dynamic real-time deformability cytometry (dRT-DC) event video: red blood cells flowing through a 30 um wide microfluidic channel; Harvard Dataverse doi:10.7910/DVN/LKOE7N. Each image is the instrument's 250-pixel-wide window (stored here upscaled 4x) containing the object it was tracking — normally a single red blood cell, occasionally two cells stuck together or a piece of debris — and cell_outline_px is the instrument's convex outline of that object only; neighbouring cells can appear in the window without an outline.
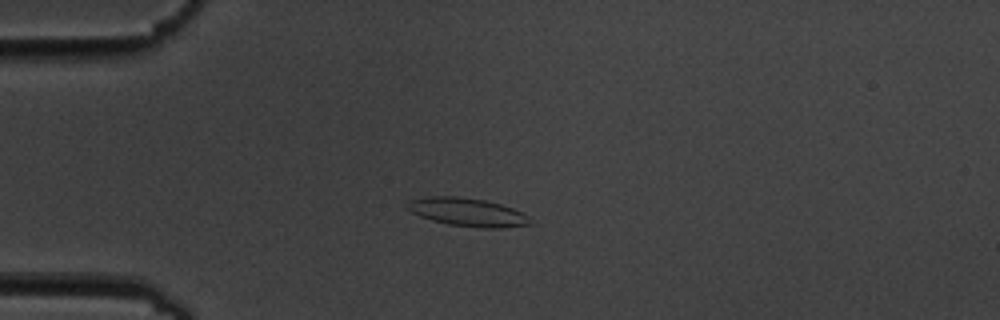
{"species": "common noctule bat (a hibernating species)", "species_latin": "Nyctalus noctula", "temperature_condition": "cold", "stored_images_in_passage": 6, "camera_frame_rate_fps": 3000, "um_per_image_px": 0.085, "animal": {"sex": "male", "body_mass_g": 19.5, "forearm_length_mm": 54.6}, "frame": {"image": 1, "passage_image": 5, "time_ms": 4.667, "image_size_px": [1000, 320], "cell_outline_px": [[536, 224], [504, 228], [484, 228], [448, 224], [432, 220], [420, 216], [412, 212], [408, 208], [408, 204], [412, 200], [424, 196], [456, 196], [484, 200], [500, 204], [512, 208], [528, 216]], "centroid_in_image_um": [39.8, 18.04], "position_along_channel_um": 45.2, "area_um2": 20.17}}